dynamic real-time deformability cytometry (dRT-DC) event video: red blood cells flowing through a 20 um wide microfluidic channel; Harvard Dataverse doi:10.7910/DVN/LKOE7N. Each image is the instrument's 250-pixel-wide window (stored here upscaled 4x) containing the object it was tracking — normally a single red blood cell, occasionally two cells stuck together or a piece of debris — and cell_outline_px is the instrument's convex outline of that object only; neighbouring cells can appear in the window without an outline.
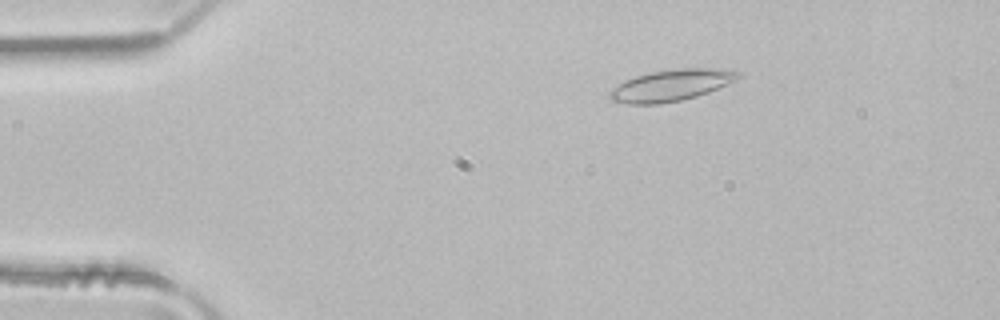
{"species": "common noctule bat (a hibernating species)", "species_latin": "Nyctalus noctula", "temperature_condition": "room temperature", "stored_images_in_passage": 2, "camera_frame_rate_fps": 3000, "um_per_image_px": 0.085, "animal": {"sex": "male", "body_mass_g": 21.5, "forearm_length_mm": 52.0}, "frame": {"image": 1, "passage_image": 1, "time_ms": 0.0, "image_size_px": [1000, 320], "cell_outline_px": [[744, 76], [728, 84], [708, 92], [696, 96], [680, 100], [660, 104], [628, 104], [612, 100], [608, 96], [608, 92], [612, 88], [624, 80], [636, 76], [652, 72], [676, 68], [716, 68], [740, 72]], "centroid_in_image_um": [57.06, 7.24], "position_along_channel_um": 27.9, "area_um2": 23.58}}
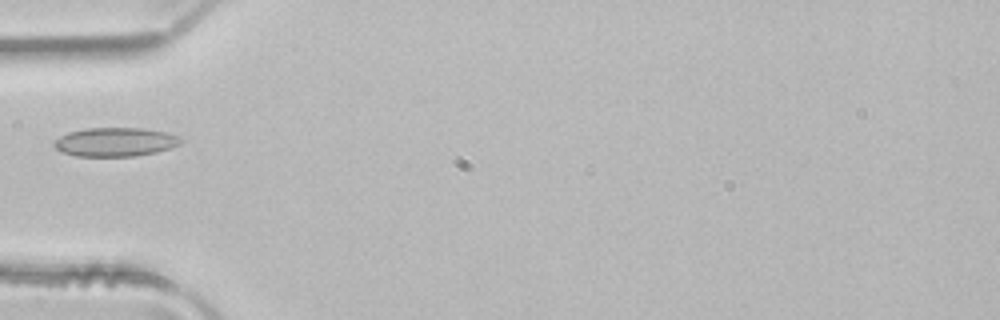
{"frame": {"image": 2, "passage_image": 2, "time_ms": 0.333, "image_size_px": [1000, 320], "cell_outline_px": [[184, 140], [180, 144], [172, 148], [156, 152], [136, 156], [76, 156], [60, 152], [52, 144], [60, 136], [68, 132], [84, 128], [144, 128], [164, 132], [180, 136]], "centroid_in_image_um": [9.81, 12.07], "position_along_channel_um": 75.2, "area_um2": 21.5}}